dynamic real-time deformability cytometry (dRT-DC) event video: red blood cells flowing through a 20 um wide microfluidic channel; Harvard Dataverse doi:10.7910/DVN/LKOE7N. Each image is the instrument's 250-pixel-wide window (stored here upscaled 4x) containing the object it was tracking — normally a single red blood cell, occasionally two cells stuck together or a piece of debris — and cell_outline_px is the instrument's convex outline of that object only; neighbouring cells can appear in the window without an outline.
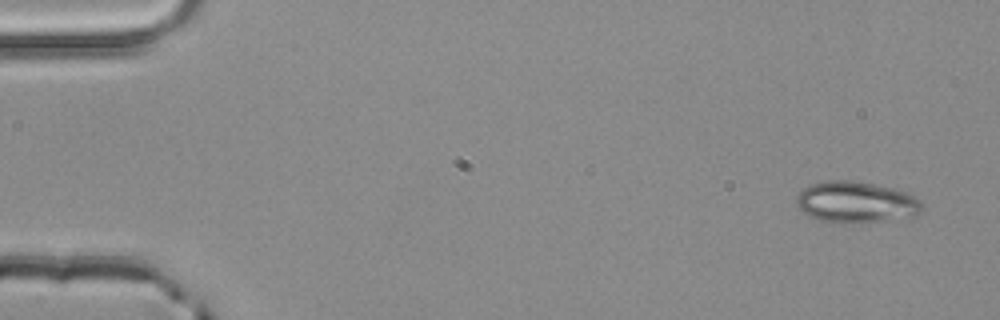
{"species": "common noctule bat (a hibernating species)", "species_latin": "Nyctalus noctula", "temperature_condition": "room temperature", "stored_images_in_passage": 4, "camera_frame_rate_fps": 3000, "um_per_image_px": 0.085, "animal": {"sex": "male", "body_mass_g": 20.4}, "frame": {"image": 1, "passage_image": 1, "time_ms": 0.0, "image_size_px": [1000, 320], "cell_outline_px": [[924, 208], [916, 216], [884, 220], [820, 220], [808, 216], [796, 204], [796, 196], [804, 188], [812, 184], [828, 180], [852, 180], [896, 188], [916, 196], [920, 200]], "centroid_in_image_um": [72.81, 17.13], "position_along_channel_um": 12.2, "area_um2": 29.54}}